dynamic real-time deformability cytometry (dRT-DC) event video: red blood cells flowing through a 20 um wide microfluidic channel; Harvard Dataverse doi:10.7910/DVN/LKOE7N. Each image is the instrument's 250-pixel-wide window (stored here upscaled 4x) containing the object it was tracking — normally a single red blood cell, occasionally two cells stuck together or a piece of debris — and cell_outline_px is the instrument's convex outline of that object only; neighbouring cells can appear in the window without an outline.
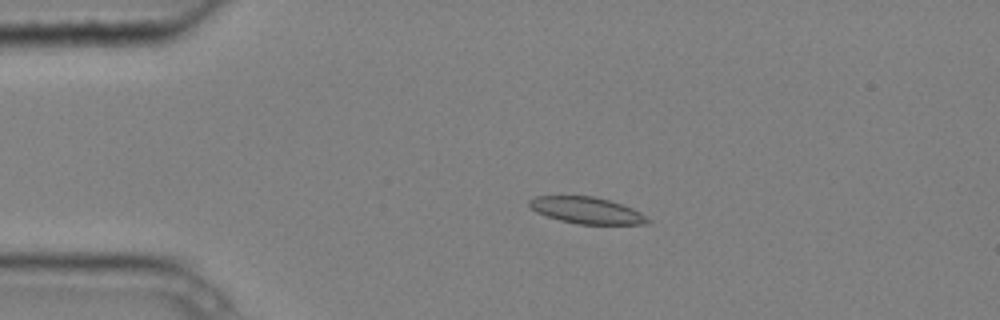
{"species": "common noctule bat (a hibernating species)", "species_latin": "Nyctalus noctula", "temperature_condition": "cold", "stored_images_in_passage": 5, "camera_frame_rate_fps": 3000, "um_per_image_px": 0.085, "animal": {"sex": "male", "body_mass_g": 20.4}, "frame": {"image": 1, "passage_image": 4, "time_ms": 1.0, "image_size_px": [1000, 320], "cell_outline_px": [[652, 220], [648, 224], [580, 224], [560, 220], [536, 212], [528, 204], [528, 200], [536, 196], [592, 196], [608, 200], [632, 208], [640, 212]], "centroid_in_image_um": [49.88, 17.88], "position_along_channel_um": 35.1, "area_um2": 18.15}}